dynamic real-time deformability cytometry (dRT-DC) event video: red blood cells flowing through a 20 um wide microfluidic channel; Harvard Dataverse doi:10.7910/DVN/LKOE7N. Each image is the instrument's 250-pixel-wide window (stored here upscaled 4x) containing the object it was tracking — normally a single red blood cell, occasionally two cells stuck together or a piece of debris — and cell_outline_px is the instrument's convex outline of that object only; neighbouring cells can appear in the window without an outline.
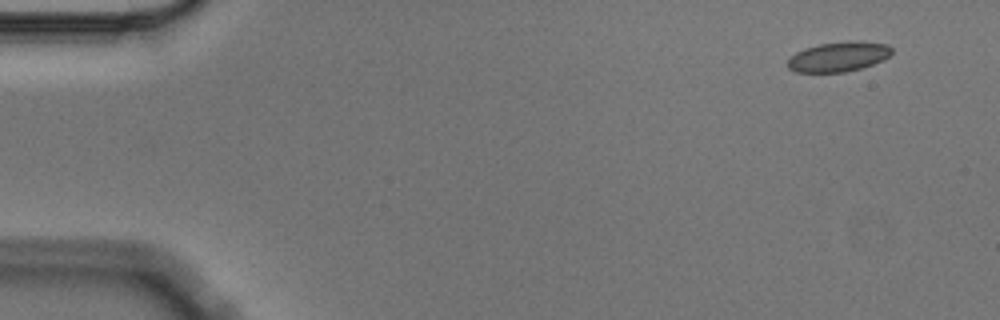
{"species": "Egyptian fruit bat (a non-hibernating species)", "species_latin": "Rousettus aegyptiacus", "temperature_condition": "cold", "stored_images_in_passage": 14, "camera_frame_rate_fps": 3000, "um_per_image_px": 0.085, "animal": {"sex": "male"}, "frame": {"image": 1, "passage_image": 1, "time_ms": 0.0, "image_size_px": [1000, 320], "cell_outline_px": [[892, 52], [884, 60], [860, 68], [844, 72], [796, 72], [788, 68], [788, 60], [796, 52], [804, 48], [820, 44], [848, 40], [860, 40], [888, 44], [892, 48]], "centroid_in_image_um": [71.3, 4.8], "position_along_channel_um": 13.7, "area_um2": 18.21}}
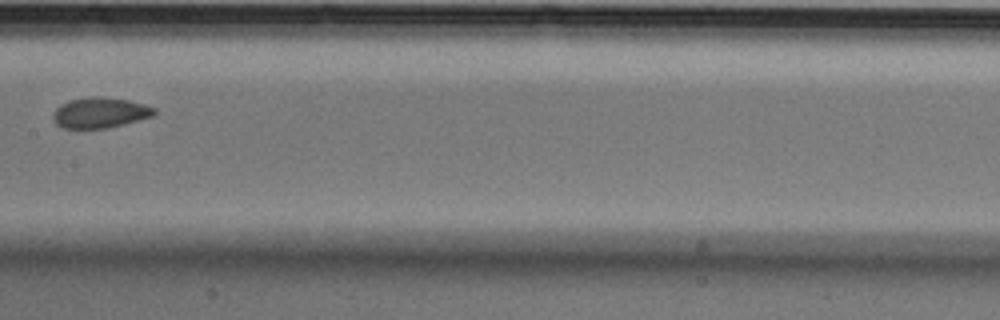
{"frame": {"image": 2, "passage_image": 7, "time_ms": 2.0, "image_size_px": [1000, 320], "cell_outline_px": [[156, 112], [152, 116], [124, 124], [108, 128], [64, 128], [56, 124], [52, 120], [52, 116], [56, 108], [60, 104], [68, 100], [88, 96], [100, 96], [128, 100], [144, 104], [156, 108]], "centroid_in_image_um": [8.47, 9.57], "position_along_channel_um": 198.9, "area_um2": 18.15}}
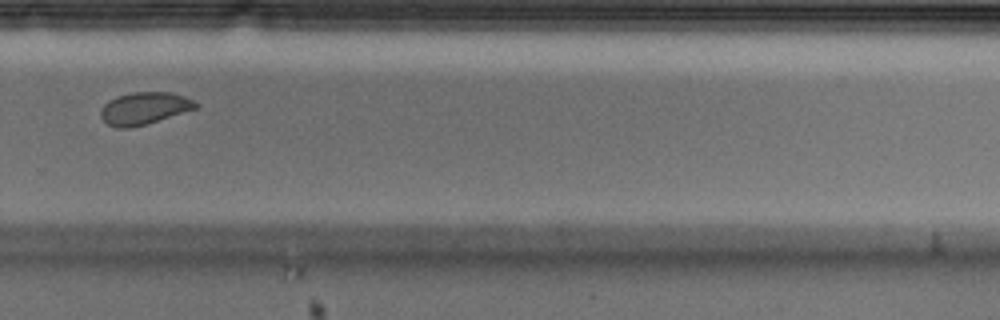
{"frame": {"image": 3, "passage_image": 10, "time_ms": 3.0, "image_size_px": [1000, 320], "cell_outline_px": [[200, 104], [196, 108], [148, 124], [128, 128], [116, 128], [108, 124], [100, 116], [100, 112], [104, 104], [108, 100], [132, 92], [172, 92], [184, 96]], "centroid_in_image_um": [12.26, 9.21], "position_along_channel_um": 317.5, "area_um2": 17.8}}